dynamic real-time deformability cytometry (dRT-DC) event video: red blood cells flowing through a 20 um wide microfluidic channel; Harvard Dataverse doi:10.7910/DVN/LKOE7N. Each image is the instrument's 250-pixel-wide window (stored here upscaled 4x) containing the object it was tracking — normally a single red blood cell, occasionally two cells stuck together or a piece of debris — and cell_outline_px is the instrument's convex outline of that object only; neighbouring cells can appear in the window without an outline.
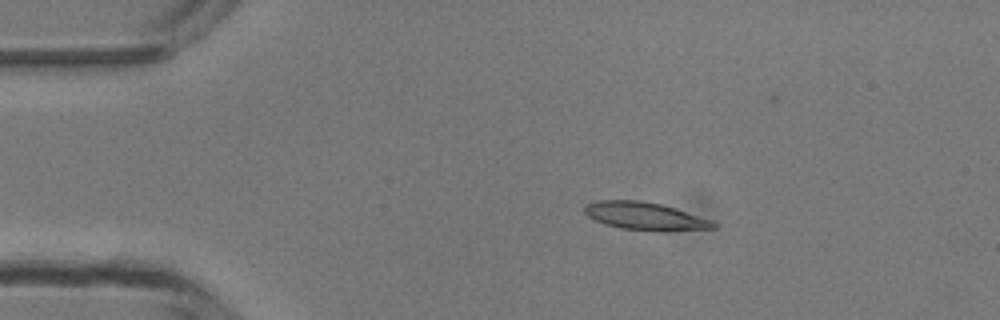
{"species": "common noctule bat (a hibernating species)", "species_latin": "Nyctalus noctula", "temperature_condition": "room temperature", "stored_images_in_passage": 5, "camera_frame_rate_fps": 3000, "um_per_image_px": 0.085, "animal": {"sex": "male", "body_mass_g": 13.3}, "frame": {"image": 1, "passage_image": 3, "time_ms": 2.333, "image_size_px": [1000, 320], "cell_outline_px": [[716, 228], [664, 232], [620, 228], [604, 224], [588, 216], [584, 212], [584, 204], [600, 200], [640, 200], [660, 204], [712, 220], [716, 224]], "centroid_in_image_um": [54.82, 18.38], "position_along_channel_um": 30.2, "area_um2": 20.87}}
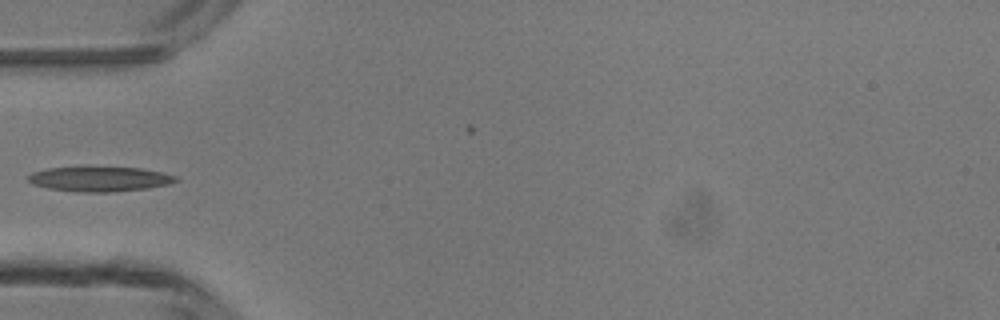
{"frame": {"image": 2, "passage_image": 5, "time_ms": 4.667, "image_size_px": [1000, 320], "cell_outline_px": [[180, 180], [168, 184], [148, 188], [112, 192], [76, 192], [48, 188], [32, 184], [28, 180], [28, 176], [32, 172], [48, 168], [88, 164], [140, 168], [160, 172], [176, 176]], "centroid_in_image_um": [8.43, 15.17], "position_along_channel_um": 76.6, "area_um2": 22.37}}